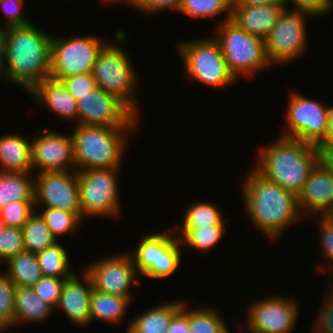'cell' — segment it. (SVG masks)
I'll return each mask as SVG.
<instances>
[{
  "mask_svg": "<svg viewBox=\"0 0 333 333\" xmlns=\"http://www.w3.org/2000/svg\"><path fill=\"white\" fill-rule=\"evenodd\" d=\"M241 181L244 210L265 239L276 243L291 225L299 224L303 215L294 193L265 179L253 167Z\"/></svg>",
  "mask_w": 333,
  "mask_h": 333,
  "instance_id": "cell-1",
  "label": "cell"
},
{
  "mask_svg": "<svg viewBox=\"0 0 333 333\" xmlns=\"http://www.w3.org/2000/svg\"><path fill=\"white\" fill-rule=\"evenodd\" d=\"M51 40L33 22L6 28L5 81L28 93L49 78Z\"/></svg>",
  "mask_w": 333,
  "mask_h": 333,
  "instance_id": "cell-2",
  "label": "cell"
},
{
  "mask_svg": "<svg viewBox=\"0 0 333 333\" xmlns=\"http://www.w3.org/2000/svg\"><path fill=\"white\" fill-rule=\"evenodd\" d=\"M277 136L257 151V163H254L257 165L253 168L265 179L297 196L319 162L317 146Z\"/></svg>",
  "mask_w": 333,
  "mask_h": 333,
  "instance_id": "cell-3",
  "label": "cell"
},
{
  "mask_svg": "<svg viewBox=\"0 0 333 333\" xmlns=\"http://www.w3.org/2000/svg\"><path fill=\"white\" fill-rule=\"evenodd\" d=\"M113 36L115 42L112 39L99 52L92 75L98 88L117 97L140 118V100L136 91L141 81L129 52L121 47L129 35L126 30L116 29Z\"/></svg>",
  "mask_w": 333,
  "mask_h": 333,
  "instance_id": "cell-4",
  "label": "cell"
},
{
  "mask_svg": "<svg viewBox=\"0 0 333 333\" xmlns=\"http://www.w3.org/2000/svg\"><path fill=\"white\" fill-rule=\"evenodd\" d=\"M138 129L75 125L70 133L74 143L76 171L122 168V160L128 153L129 136L136 134Z\"/></svg>",
  "mask_w": 333,
  "mask_h": 333,
  "instance_id": "cell-5",
  "label": "cell"
},
{
  "mask_svg": "<svg viewBox=\"0 0 333 333\" xmlns=\"http://www.w3.org/2000/svg\"><path fill=\"white\" fill-rule=\"evenodd\" d=\"M182 60L185 79L211 88L231 87L238 80L230 72L219 43L212 35L181 40L176 45Z\"/></svg>",
  "mask_w": 333,
  "mask_h": 333,
  "instance_id": "cell-6",
  "label": "cell"
},
{
  "mask_svg": "<svg viewBox=\"0 0 333 333\" xmlns=\"http://www.w3.org/2000/svg\"><path fill=\"white\" fill-rule=\"evenodd\" d=\"M211 34L219 43L230 72L239 81L274 67L267 53L265 40L238 27L231 20L213 26Z\"/></svg>",
  "mask_w": 333,
  "mask_h": 333,
  "instance_id": "cell-7",
  "label": "cell"
},
{
  "mask_svg": "<svg viewBox=\"0 0 333 333\" xmlns=\"http://www.w3.org/2000/svg\"><path fill=\"white\" fill-rule=\"evenodd\" d=\"M120 171L121 168L77 171L83 221L98 217L117 220L121 216Z\"/></svg>",
  "mask_w": 333,
  "mask_h": 333,
  "instance_id": "cell-8",
  "label": "cell"
},
{
  "mask_svg": "<svg viewBox=\"0 0 333 333\" xmlns=\"http://www.w3.org/2000/svg\"><path fill=\"white\" fill-rule=\"evenodd\" d=\"M138 241L137 248L128 253L142 279L165 281L177 272L183 249L172 227L163 233L148 232Z\"/></svg>",
  "mask_w": 333,
  "mask_h": 333,
  "instance_id": "cell-9",
  "label": "cell"
},
{
  "mask_svg": "<svg viewBox=\"0 0 333 333\" xmlns=\"http://www.w3.org/2000/svg\"><path fill=\"white\" fill-rule=\"evenodd\" d=\"M109 42L94 35L55 36L50 45V77H65L92 72L97 56Z\"/></svg>",
  "mask_w": 333,
  "mask_h": 333,
  "instance_id": "cell-10",
  "label": "cell"
},
{
  "mask_svg": "<svg viewBox=\"0 0 333 333\" xmlns=\"http://www.w3.org/2000/svg\"><path fill=\"white\" fill-rule=\"evenodd\" d=\"M288 95L284 112L287 129L283 128L279 136L301 140L315 146L324 142L329 131L330 105L295 91Z\"/></svg>",
  "mask_w": 333,
  "mask_h": 333,
  "instance_id": "cell-11",
  "label": "cell"
},
{
  "mask_svg": "<svg viewBox=\"0 0 333 333\" xmlns=\"http://www.w3.org/2000/svg\"><path fill=\"white\" fill-rule=\"evenodd\" d=\"M312 16L285 8L279 15L271 32L264 39L266 53L273 66L288 65L301 59L309 50L308 21Z\"/></svg>",
  "mask_w": 333,
  "mask_h": 333,
  "instance_id": "cell-12",
  "label": "cell"
},
{
  "mask_svg": "<svg viewBox=\"0 0 333 333\" xmlns=\"http://www.w3.org/2000/svg\"><path fill=\"white\" fill-rule=\"evenodd\" d=\"M246 305L244 333H293L297 326L299 301L282 294H267Z\"/></svg>",
  "mask_w": 333,
  "mask_h": 333,
  "instance_id": "cell-13",
  "label": "cell"
},
{
  "mask_svg": "<svg viewBox=\"0 0 333 333\" xmlns=\"http://www.w3.org/2000/svg\"><path fill=\"white\" fill-rule=\"evenodd\" d=\"M111 254L86 263L83 269L90 276L93 289L133 301V286L141 277L128 251Z\"/></svg>",
  "mask_w": 333,
  "mask_h": 333,
  "instance_id": "cell-14",
  "label": "cell"
},
{
  "mask_svg": "<svg viewBox=\"0 0 333 333\" xmlns=\"http://www.w3.org/2000/svg\"><path fill=\"white\" fill-rule=\"evenodd\" d=\"M78 125L104 127H139L138 118L117 97L96 88L77 101Z\"/></svg>",
  "mask_w": 333,
  "mask_h": 333,
  "instance_id": "cell-15",
  "label": "cell"
},
{
  "mask_svg": "<svg viewBox=\"0 0 333 333\" xmlns=\"http://www.w3.org/2000/svg\"><path fill=\"white\" fill-rule=\"evenodd\" d=\"M35 207H53L74 212L82 219L76 170L34 174Z\"/></svg>",
  "mask_w": 333,
  "mask_h": 333,
  "instance_id": "cell-16",
  "label": "cell"
},
{
  "mask_svg": "<svg viewBox=\"0 0 333 333\" xmlns=\"http://www.w3.org/2000/svg\"><path fill=\"white\" fill-rule=\"evenodd\" d=\"M43 129L32 135L33 173L76 170L72 134Z\"/></svg>",
  "mask_w": 333,
  "mask_h": 333,
  "instance_id": "cell-17",
  "label": "cell"
},
{
  "mask_svg": "<svg viewBox=\"0 0 333 333\" xmlns=\"http://www.w3.org/2000/svg\"><path fill=\"white\" fill-rule=\"evenodd\" d=\"M64 280L55 313L64 312L70 324L85 329L91 326L90 311L93 284L90 276L82 269ZM77 273V274H76Z\"/></svg>",
  "mask_w": 333,
  "mask_h": 333,
  "instance_id": "cell-18",
  "label": "cell"
},
{
  "mask_svg": "<svg viewBox=\"0 0 333 333\" xmlns=\"http://www.w3.org/2000/svg\"><path fill=\"white\" fill-rule=\"evenodd\" d=\"M297 203L304 217L302 220L305 216L308 219L312 218V214L323 216L333 207V174L320 162L311 170L297 195Z\"/></svg>",
  "mask_w": 333,
  "mask_h": 333,
  "instance_id": "cell-19",
  "label": "cell"
},
{
  "mask_svg": "<svg viewBox=\"0 0 333 333\" xmlns=\"http://www.w3.org/2000/svg\"><path fill=\"white\" fill-rule=\"evenodd\" d=\"M30 99L37 103V106L45 108L56 114L60 120L73 121L78 125L77 100L68 92L60 80L51 77L43 79L36 84L28 93ZM35 100V101H34Z\"/></svg>",
  "mask_w": 333,
  "mask_h": 333,
  "instance_id": "cell-20",
  "label": "cell"
},
{
  "mask_svg": "<svg viewBox=\"0 0 333 333\" xmlns=\"http://www.w3.org/2000/svg\"><path fill=\"white\" fill-rule=\"evenodd\" d=\"M287 6H232L231 21L248 33L265 39Z\"/></svg>",
  "mask_w": 333,
  "mask_h": 333,
  "instance_id": "cell-21",
  "label": "cell"
},
{
  "mask_svg": "<svg viewBox=\"0 0 333 333\" xmlns=\"http://www.w3.org/2000/svg\"><path fill=\"white\" fill-rule=\"evenodd\" d=\"M0 171L33 173L30 136L17 132L0 136Z\"/></svg>",
  "mask_w": 333,
  "mask_h": 333,
  "instance_id": "cell-22",
  "label": "cell"
},
{
  "mask_svg": "<svg viewBox=\"0 0 333 333\" xmlns=\"http://www.w3.org/2000/svg\"><path fill=\"white\" fill-rule=\"evenodd\" d=\"M186 300L175 299L149 307L130 319L126 325L132 333H166L173 317L182 309Z\"/></svg>",
  "mask_w": 333,
  "mask_h": 333,
  "instance_id": "cell-23",
  "label": "cell"
},
{
  "mask_svg": "<svg viewBox=\"0 0 333 333\" xmlns=\"http://www.w3.org/2000/svg\"><path fill=\"white\" fill-rule=\"evenodd\" d=\"M54 312L55 310L42 301L32 288L16 287L14 329L24 326L25 323H46L45 321L51 320L50 318Z\"/></svg>",
  "mask_w": 333,
  "mask_h": 333,
  "instance_id": "cell-24",
  "label": "cell"
},
{
  "mask_svg": "<svg viewBox=\"0 0 333 333\" xmlns=\"http://www.w3.org/2000/svg\"><path fill=\"white\" fill-rule=\"evenodd\" d=\"M132 301L118 295L98 292L93 289L91 297L90 319L92 323L105 322L114 325L123 324ZM124 319V320H123Z\"/></svg>",
  "mask_w": 333,
  "mask_h": 333,
  "instance_id": "cell-25",
  "label": "cell"
},
{
  "mask_svg": "<svg viewBox=\"0 0 333 333\" xmlns=\"http://www.w3.org/2000/svg\"><path fill=\"white\" fill-rule=\"evenodd\" d=\"M181 222L175 223L173 229H197L201 227L228 226L231 222L216 203L196 201L185 207Z\"/></svg>",
  "mask_w": 333,
  "mask_h": 333,
  "instance_id": "cell-26",
  "label": "cell"
},
{
  "mask_svg": "<svg viewBox=\"0 0 333 333\" xmlns=\"http://www.w3.org/2000/svg\"><path fill=\"white\" fill-rule=\"evenodd\" d=\"M14 201H34V173L0 171V209Z\"/></svg>",
  "mask_w": 333,
  "mask_h": 333,
  "instance_id": "cell-27",
  "label": "cell"
},
{
  "mask_svg": "<svg viewBox=\"0 0 333 333\" xmlns=\"http://www.w3.org/2000/svg\"><path fill=\"white\" fill-rule=\"evenodd\" d=\"M231 12L232 0H182L176 13L194 20L214 18L213 22L216 26L230 20Z\"/></svg>",
  "mask_w": 333,
  "mask_h": 333,
  "instance_id": "cell-28",
  "label": "cell"
},
{
  "mask_svg": "<svg viewBox=\"0 0 333 333\" xmlns=\"http://www.w3.org/2000/svg\"><path fill=\"white\" fill-rule=\"evenodd\" d=\"M3 272L16 286L32 288L42 277L36 253L23 251L6 261Z\"/></svg>",
  "mask_w": 333,
  "mask_h": 333,
  "instance_id": "cell-29",
  "label": "cell"
},
{
  "mask_svg": "<svg viewBox=\"0 0 333 333\" xmlns=\"http://www.w3.org/2000/svg\"><path fill=\"white\" fill-rule=\"evenodd\" d=\"M36 255L41 273L45 277L67 279L76 272L70 265L69 250L62 246L60 241L37 252Z\"/></svg>",
  "mask_w": 333,
  "mask_h": 333,
  "instance_id": "cell-30",
  "label": "cell"
},
{
  "mask_svg": "<svg viewBox=\"0 0 333 333\" xmlns=\"http://www.w3.org/2000/svg\"><path fill=\"white\" fill-rule=\"evenodd\" d=\"M227 226L201 227L197 229H173L183 248L208 253L225 237ZM216 246V247H215ZM214 248V249H213Z\"/></svg>",
  "mask_w": 333,
  "mask_h": 333,
  "instance_id": "cell-31",
  "label": "cell"
},
{
  "mask_svg": "<svg viewBox=\"0 0 333 333\" xmlns=\"http://www.w3.org/2000/svg\"><path fill=\"white\" fill-rule=\"evenodd\" d=\"M205 306L193 308L189 304V333H233L215 306Z\"/></svg>",
  "mask_w": 333,
  "mask_h": 333,
  "instance_id": "cell-32",
  "label": "cell"
},
{
  "mask_svg": "<svg viewBox=\"0 0 333 333\" xmlns=\"http://www.w3.org/2000/svg\"><path fill=\"white\" fill-rule=\"evenodd\" d=\"M36 211L45 220L50 232L57 241L60 236L74 235L82 227L84 221L74 212H67L53 207H35ZM41 210V211H40Z\"/></svg>",
  "mask_w": 333,
  "mask_h": 333,
  "instance_id": "cell-33",
  "label": "cell"
},
{
  "mask_svg": "<svg viewBox=\"0 0 333 333\" xmlns=\"http://www.w3.org/2000/svg\"><path fill=\"white\" fill-rule=\"evenodd\" d=\"M25 251L37 253L57 242L45 220L35 211L22 227Z\"/></svg>",
  "mask_w": 333,
  "mask_h": 333,
  "instance_id": "cell-34",
  "label": "cell"
},
{
  "mask_svg": "<svg viewBox=\"0 0 333 333\" xmlns=\"http://www.w3.org/2000/svg\"><path fill=\"white\" fill-rule=\"evenodd\" d=\"M313 216L318 225H316V230L319 232V256L320 262L316 264V270L318 272L323 273V275L327 272H331L330 275L333 277V224L328 221L324 216ZM322 257V258H321ZM322 260V261H321ZM325 272V273H324Z\"/></svg>",
  "mask_w": 333,
  "mask_h": 333,
  "instance_id": "cell-35",
  "label": "cell"
},
{
  "mask_svg": "<svg viewBox=\"0 0 333 333\" xmlns=\"http://www.w3.org/2000/svg\"><path fill=\"white\" fill-rule=\"evenodd\" d=\"M16 287L12 280L0 271V330H14Z\"/></svg>",
  "mask_w": 333,
  "mask_h": 333,
  "instance_id": "cell-36",
  "label": "cell"
},
{
  "mask_svg": "<svg viewBox=\"0 0 333 333\" xmlns=\"http://www.w3.org/2000/svg\"><path fill=\"white\" fill-rule=\"evenodd\" d=\"M36 211L34 201H14L0 209L6 227L22 228Z\"/></svg>",
  "mask_w": 333,
  "mask_h": 333,
  "instance_id": "cell-37",
  "label": "cell"
},
{
  "mask_svg": "<svg viewBox=\"0 0 333 333\" xmlns=\"http://www.w3.org/2000/svg\"><path fill=\"white\" fill-rule=\"evenodd\" d=\"M25 251L22 228L5 227L0 232V264Z\"/></svg>",
  "mask_w": 333,
  "mask_h": 333,
  "instance_id": "cell-38",
  "label": "cell"
},
{
  "mask_svg": "<svg viewBox=\"0 0 333 333\" xmlns=\"http://www.w3.org/2000/svg\"><path fill=\"white\" fill-rule=\"evenodd\" d=\"M327 285L320 310L316 313L313 325H310L315 333H333V287L328 282Z\"/></svg>",
  "mask_w": 333,
  "mask_h": 333,
  "instance_id": "cell-39",
  "label": "cell"
},
{
  "mask_svg": "<svg viewBox=\"0 0 333 333\" xmlns=\"http://www.w3.org/2000/svg\"><path fill=\"white\" fill-rule=\"evenodd\" d=\"M65 279L43 276L33 287L34 293L45 303L56 309Z\"/></svg>",
  "mask_w": 333,
  "mask_h": 333,
  "instance_id": "cell-40",
  "label": "cell"
},
{
  "mask_svg": "<svg viewBox=\"0 0 333 333\" xmlns=\"http://www.w3.org/2000/svg\"><path fill=\"white\" fill-rule=\"evenodd\" d=\"M25 6V0H0V10L5 17L2 27L23 26L33 22L22 9Z\"/></svg>",
  "mask_w": 333,
  "mask_h": 333,
  "instance_id": "cell-41",
  "label": "cell"
},
{
  "mask_svg": "<svg viewBox=\"0 0 333 333\" xmlns=\"http://www.w3.org/2000/svg\"><path fill=\"white\" fill-rule=\"evenodd\" d=\"M287 8L308 14L313 18H324L333 11V0H286Z\"/></svg>",
  "mask_w": 333,
  "mask_h": 333,
  "instance_id": "cell-42",
  "label": "cell"
},
{
  "mask_svg": "<svg viewBox=\"0 0 333 333\" xmlns=\"http://www.w3.org/2000/svg\"><path fill=\"white\" fill-rule=\"evenodd\" d=\"M61 82L77 101L97 88L92 72L65 77Z\"/></svg>",
  "mask_w": 333,
  "mask_h": 333,
  "instance_id": "cell-43",
  "label": "cell"
},
{
  "mask_svg": "<svg viewBox=\"0 0 333 333\" xmlns=\"http://www.w3.org/2000/svg\"><path fill=\"white\" fill-rule=\"evenodd\" d=\"M182 0H140L136 10L145 16H155L166 11L177 12ZM172 10V11H171ZM164 11V12H163Z\"/></svg>",
  "mask_w": 333,
  "mask_h": 333,
  "instance_id": "cell-44",
  "label": "cell"
},
{
  "mask_svg": "<svg viewBox=\"0 0 333 333\" xmlns=\"http://www.w3.org/2000/svg\"><path fill=\"white\" fill-rule=\"evenodd\" d=\"M189 304L184 302L182 309L173 317L166 333H189Z\"/></svg>",
  "mask_w": 333,
  "mask_h": 333,
  "instance_id": "cell-45",
  "label": "cell"
},
{
  "mask_svg": "<svg viewBox=\"0 0 333 333\" xmlns=\"http://www.w3.org/2000/svg\"><path fill=\"white\" fill-rule=\"evenodd\" d=\"M319 162L333 174V144L317 146Z\"/></svg>",
  "mask_w": 333,
  "mask_h": 333,
  "instance_id": "cell-46",
  "label": "cell"
},
{
  "mask_svg": "<svg viewBox=\"0 0 333 333\" xmlns=\"http://www.w3.org/2000/svg\"><path fill=\"white\" fill-rule=\"evenodd\" d=\"M244 5H276L287 6L286 0H232V6H244Z\"/></svg>",
  "mask_w": 333,
  "mask_h": 333,
  "instance_id": "cell-47",
  "label": "cell"
},
{
  "mask_svg": "<svg viewBox=\"0 0 333 333\" xmlns=\"http://www.w3.org/2000/svg\"><path fill=\"white\" fill-rule=\"evenodd\" d=\"M6 28L0 25V79L5 81Z\"/></svg>",
  "mask_w": 333,
  "mask_h": 333,
  "instance_id": "cell-48",
  "label": "cell"
},
{
  "mask_svg": "<svg viewBox=\"0 0 333 333\" xmlns=\"http://www.w3.org/2000/svg\"><path fill=\"white\" fill-rule=\"evenodd\" d=\"M328 124H329V131L327 134V138L324 142L320 144H333V104L329 107V115H328Z\"/></svg>",
  "mask_w": 333,
  "mask_h": 333,
  "instance_id": "cell-49",
  "label": "cell"
},
{
  "mask_svg": "<svg viewBox=\"0 0 333 333\" xmlns=\"http://www.w3.org/2000/svg\"><path fill=\"white\" fill-rule=\"evenodd\" d=\"M100 3H105V5L109 4V6H112L113 5H118L119 3L122 4V3H125V5L128 4V7H133V9L136 10L138 4H139V1L140 0H99Z\"/></svg>",
  "mask_w": 333,
  "mask_h": 333,
  "instance_id": "cell-50",
  "label": "cell"
},
{
  "mask_svg": "<svg viewBox=\"0 0 333 333\" xmlns=\"http://www.w3.org/2000/svg\"><path fill=\"white\" fill-rule=\"evenodd\" d=\"M323 216L333 224V207Z\"/></svg>",
  "mask_w": 333,
  "mask_h": 333,
  "instance_id": "cell-51",
  "label": "cell"
},
{
  "mask_svg": "<svg viewBox=\"0 0 333 333\" xmlns=\"http://www.w3.org/2000/svg\"><path fill=\"white\" fill-rule=\"evenodd\" d=\"M5 227H6V225H5L4 220L0 213V232L3 231L5 229Z\"/></svg>",
  "mask_w": 333,
  "mask_h": 333,
  "instance_id": "cell-52",
  "label": "cell"
},
{
  "mask_svg": "<svg viewBox=\"0 0 333 333\" xmlns=\"http://www.w3.org/2000/svg\"><path fill=\"white\" fill-rule=\"evenodd\" d=\"M7 332H8V330H0V333H7ZM8 333H11V332H8ZM14 333H17V331L16 332L14 331Z\"/></svg>",
  "mask_w": 333,
  "mask_h": 333,
  "instance_id": "cell-53",
  "label": "cell"
},
{
  "mask_svg": "<svg viewBox=\"0 0 333 333\" xmlns=\"http://www.w3.org/2000/svg\"><path fill=\"white\" fill-rule=\"evenodd\" d=\"M125 333H132L129 329H127L126 331H125Z\"/></svg>",
  "mask_w": 333,
  "mask_h": 333,
  "instance_id": "cell-54",
  "label": "cell"
},
{
  "mask_svg": "<svg viewBox=\"0 0 333 333\" xmlns=\"http://www.w3.org/2000/svg\"><path fill=\"white\" fill-rule=\"evenodd\" d=\"M307 333H315L312 329L309 330Z\"/></svg>",
  "mask_w": 333,
  "mask_h": 333,
  "instance_id": "cell-55",
  "label": "cell"
}]
</instances>
